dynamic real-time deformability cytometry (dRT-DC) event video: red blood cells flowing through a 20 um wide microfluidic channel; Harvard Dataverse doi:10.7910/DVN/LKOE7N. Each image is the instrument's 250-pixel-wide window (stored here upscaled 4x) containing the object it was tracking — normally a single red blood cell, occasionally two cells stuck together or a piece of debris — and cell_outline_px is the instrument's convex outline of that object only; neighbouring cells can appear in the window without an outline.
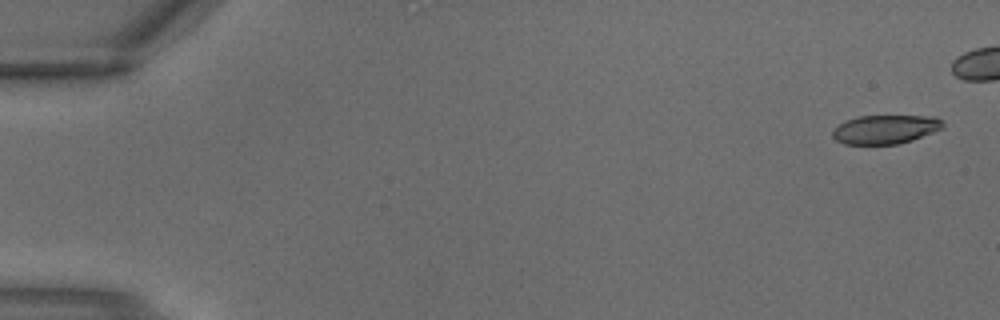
{"species": "common noctule bat (a hibernating species)", "species_latin": "Nyctalus noctula", "temperature_condition": "warm", "stored_images_in_passage": 5, "segment_of_instrument_passage": [2, 2], "camera_frame_rate_fps": 3000, "um_per_image_px": 0.085, "animal": {"sex": "male", "body_mass_g": 18.8}, "frame": {"image": 1, "passage_image": 5, "time_ms": 1.333, "image_size_px": [1000, 320], "cell_outline_px": [[944, 128], [912, 140], [900, 144], [844, 144], [836, 140], [832, 136], [832, 132], [844, 120], [860, 116], [936, 116], [944, 124]], "centroid_in_image_um": [75.26, 10.99], "position_along_channel_um": 9.7, "area_um2": 18.55}}